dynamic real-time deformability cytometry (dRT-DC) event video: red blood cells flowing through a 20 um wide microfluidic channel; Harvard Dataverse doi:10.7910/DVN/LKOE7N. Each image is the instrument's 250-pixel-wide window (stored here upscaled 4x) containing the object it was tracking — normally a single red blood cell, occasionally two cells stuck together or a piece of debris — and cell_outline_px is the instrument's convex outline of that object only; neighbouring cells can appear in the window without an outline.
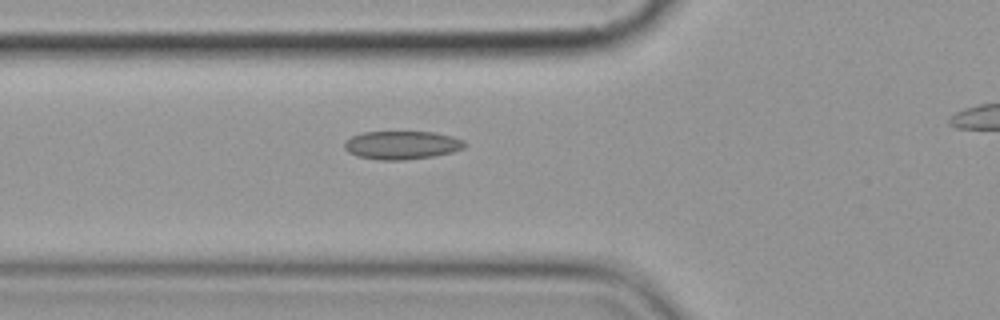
{"species": "common noctule bat (a hibernating species)", "species_latin": "Nyctalus noctula", "temperature_condition": "cold", "stored_images_in_passage": 9, "camera_frame_rate_fps": 3000, "um_per_image_px": 0.085, "animal": {"sex": "female", "body_mass_g": 19.9}, "frame": {"image": 1, "passage_image": 9, "time_ms": 9.667, "image_size_px": [1000, 320], "cell_outline_px": [[468, 144], [464, 148], [452, 152], [432, 156], [404, 160], [380, 160], [356, 156], [348, 152], [344, 148], [344, 144], [352, 136], [364, 132], [436, 132], [452, 136], [464, 140]], "centroid_in_image_um": [34.18, 12.33], "position_along_channel_um": 91.6, "area_um2": 19.88}}